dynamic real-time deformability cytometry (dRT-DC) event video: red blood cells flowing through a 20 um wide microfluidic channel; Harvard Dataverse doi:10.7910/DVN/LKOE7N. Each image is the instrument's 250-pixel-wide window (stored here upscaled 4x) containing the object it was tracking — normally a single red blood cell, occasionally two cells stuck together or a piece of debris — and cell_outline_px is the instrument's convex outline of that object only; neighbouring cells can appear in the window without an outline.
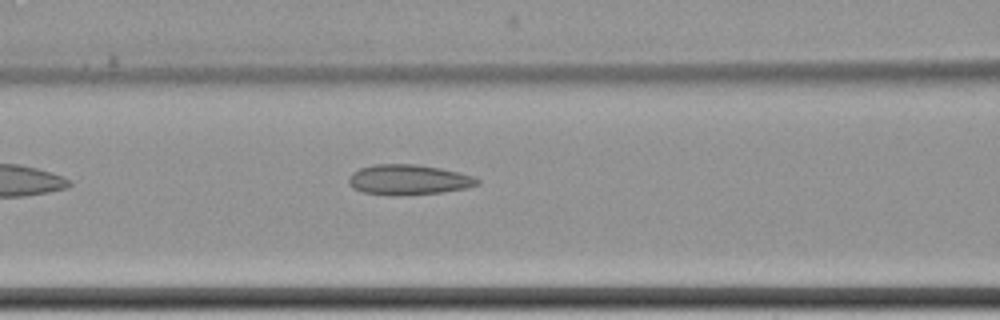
{"species": "common noctule bat (a hibernating species)", "species_latin": "Nyctalus noctula", "temperature_condition": "cold", "stored_images_in_passage": 9, "camera_frame_rate_fps": 3000, "um_per_image_px": 0.085, "animal": {"sex": "female", "body_mass_g": 22.7, "forearm_length_mm": 54.2}, "frame": {"image": 1, "passage_image": 9, "time_ms": 10.0, "image_size_px": [1000, 320], "cell_outline_px": [[480, 184], [464, 188], [444, 192], [400, 196], [396, 196], [364, 192], [352, 188], [348, 184], [348, 176], [352, 172], [360, 168], [376, 164], [416, 164], [440, 168], [460, 172], [472, 176], [480, 180]], "centroid_in_image_um": [34.7, 15.28], "position_along_channel_um": 131.9, "area_um2": 22.83}}